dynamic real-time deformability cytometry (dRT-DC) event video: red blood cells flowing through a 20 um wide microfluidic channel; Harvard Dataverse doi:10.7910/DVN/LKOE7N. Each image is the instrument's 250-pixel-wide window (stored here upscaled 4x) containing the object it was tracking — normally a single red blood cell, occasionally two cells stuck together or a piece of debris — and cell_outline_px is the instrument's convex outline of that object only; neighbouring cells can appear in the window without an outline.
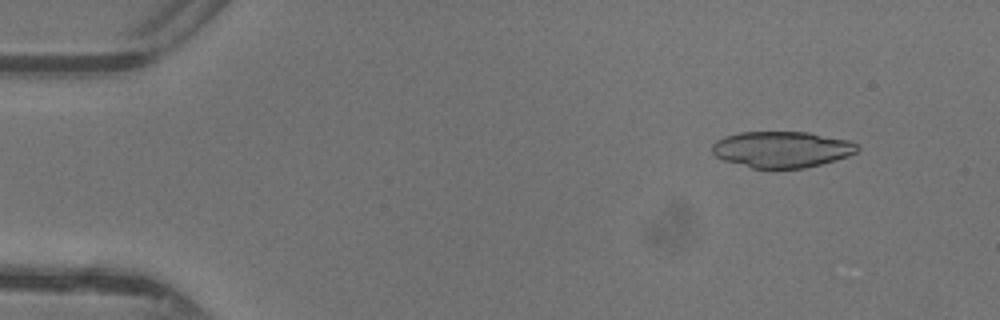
{"species": "common noctule bat (a hibernating species)", "species_latin": "Nyctalus noctula", "temperature_condition": "warm", "stored_images_in_passage": 46, "camera_frame_rate_fps": 3000, "um_per_image_px": 0.085, "animal": {"sex": "female"}, "frame": {"image": 1, "passage_image": 5, "time_ms": 1.333, "image_size_px": [1000, 320], "cell_outline_px": [[860, 148], [856, 152], [848, 156], [836, 160], [804, 168], [752, 168], [724, 160], [716, 156], [712, 152], [712, 144], [716, 140], [724, 136], [740, 132], [808, 132], [848, 140], [860, 144]], "centroid_in_image_um": [66.46, 12.69], "position_along_channel_um": 18.5, "area_um2": 30.69}}